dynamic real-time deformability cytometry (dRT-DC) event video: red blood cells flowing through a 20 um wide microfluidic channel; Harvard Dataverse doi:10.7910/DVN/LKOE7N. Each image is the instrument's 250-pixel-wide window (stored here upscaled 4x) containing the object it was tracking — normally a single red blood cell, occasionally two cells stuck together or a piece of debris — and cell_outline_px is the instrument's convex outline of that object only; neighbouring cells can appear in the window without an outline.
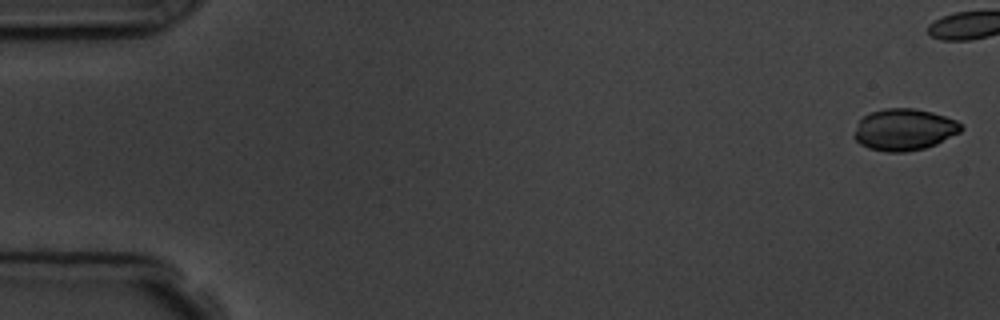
{"species": "common noctule bat (a hibernating species)", "species_latin": "Nyctalus noctula", "temperature_condition": "room temperature", "stored_images_in_passage": 5, "camera_frame_rate_fps": 3000, "um_per_image_px": 0.085, "animal": {"sex": "male", "body_mass_g": 19.5, "forearm_length_mm": 54.6}, "frame": {"image": 1, "passage_image": 1, "time_ms": 0.0, "image_size_px": [1000, 320], "cell_outline_px": [[964, 128], [960, 132], [936, 144], [924, 148], [904, 152], [884, 152], [868, 148], [860, 144], [852, 136], [860, 120], [864, 116], [872, 112], [884, 108], [912, 108], [932, 112], [956, 120]], "centroid_in_image_um": [76.84, 11.02], "position_along_channel_um": 8.2, "area_um2": 25.89}}